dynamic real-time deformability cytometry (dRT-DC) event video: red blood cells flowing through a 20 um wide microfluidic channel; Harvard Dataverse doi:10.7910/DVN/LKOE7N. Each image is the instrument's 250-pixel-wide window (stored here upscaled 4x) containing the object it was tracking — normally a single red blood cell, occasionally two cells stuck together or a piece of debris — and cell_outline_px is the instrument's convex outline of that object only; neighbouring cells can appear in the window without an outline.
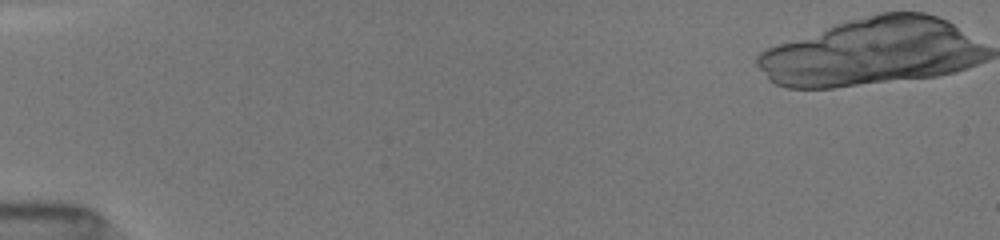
{"species": "common noctule bat (a hibernating species)", "species_latin": "Nyctalus noctula", "temperature_condition": "room temperature", "stored_images_in_passage": 4, "camera_frame_rate_fps": 3000, "um_per_image_px": 0.085, "animal": {"sex": "female", "body_mass_g": 19.5, "forearm_length_mm": 54.1}, "frame": {"image": 1, "passage_image": 4, "time_ms": 1.0, "image_size_px": [1000, 240], "cell_outline_px": [[968, 64], [944, 72], [924, 76], [824, 88], [800, 88], [896, 44], [916, 40], [948, 52]], "centroid_in_image_um": [75.9, 5.59], "position_along_channel_um": 9.1, "area_um2": 26.13}}